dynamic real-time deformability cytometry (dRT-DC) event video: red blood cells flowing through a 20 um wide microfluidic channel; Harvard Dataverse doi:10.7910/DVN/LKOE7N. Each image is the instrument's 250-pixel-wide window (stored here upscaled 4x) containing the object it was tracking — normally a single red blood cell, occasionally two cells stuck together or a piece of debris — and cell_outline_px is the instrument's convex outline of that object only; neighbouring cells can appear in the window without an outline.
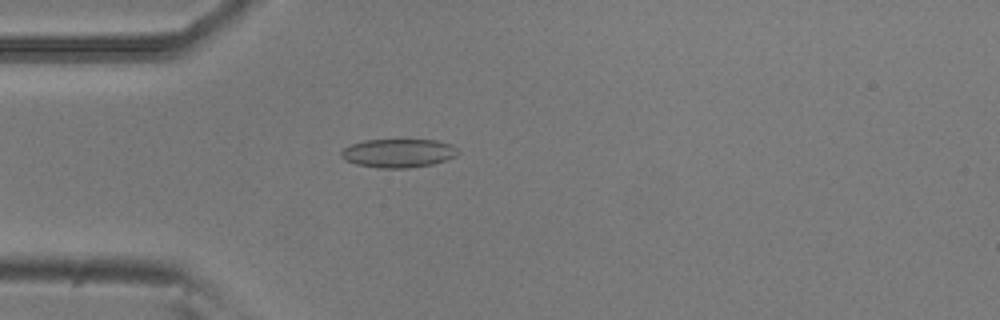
{"species": "common noctule bat (a hibernating species)", "species_latin": "Nyctalus noctula", "temperature_condition": "room temperature", "stored_images_in_passage": 5, "camera_frame_rate_fps": 3000, "um_per_image_px": 0.085, "animal": {"sex": "male", "body_mass_g": 20.5, "forearm_length_mm": 52.5}, "frame": {"image": 1, "passage_image": 5, "time_ms": 1.333, "image_size_px": [1000, 320], "cell_outline_px": [[460, 152], [456, 156], [432, 164], [408, 168], [380, 168], [356, 164], [344, 160], [340, 156], [340, 152], [344, 148], [352, 144], [364, 140], [436, 140], [452, 144]], "centroid_in_image_um": [33.85, 13.01], "position_along_channel_um": 51.1, "area_um2": 19.48}}